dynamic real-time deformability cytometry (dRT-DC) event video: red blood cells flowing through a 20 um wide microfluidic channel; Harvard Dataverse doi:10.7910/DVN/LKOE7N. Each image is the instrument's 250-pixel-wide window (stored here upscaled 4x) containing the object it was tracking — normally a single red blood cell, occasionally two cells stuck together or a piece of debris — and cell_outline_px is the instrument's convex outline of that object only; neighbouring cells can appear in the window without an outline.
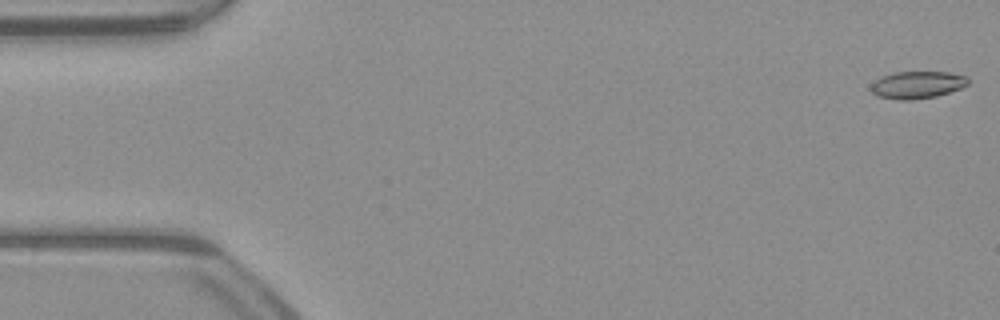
{"species": "common noctule bat (a hibernating species)", "species_latin": "Nyctalus noctula", "temperature_condition": "warm", "stored_images_in_passage": 52, "camera_frame_rate_fps": 3000, "um_per_image_px": 0.085, "animal": {"sex": "male", "body_mass_g": 23.1, "forearm_length_mm": 52.7}, "frame": {"image": 1, "passage_image": 1, "time_ms": 0.0, "image_size_px": [1000, 320], "cell_outline_px": [[968, 84], [960, 88], [936, 96], [912, 100], [900, 100], [876, 96], [868, 88], [880, 76], [896, 72], [948, 72], [968, 76]], "centroid_in_image_um": [77.93, 7.21], "position_along_channel_um": 7.1, "area_um2": 15.49}}
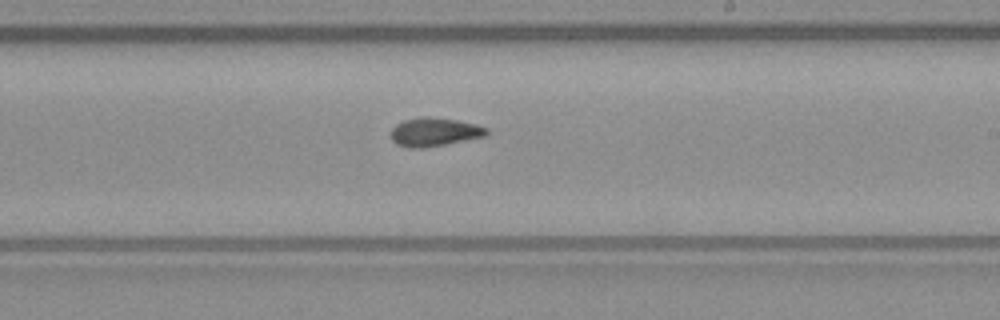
{"frame": {"image": 2, "passage_image": 30, "time_ms": 9.667, "image_size_px": [1000, 320], "cell_outline_px": [[488, 136], [424, 148], [408, 148], [396, 144], [392, 140], [392, 128], [396, 124], [404, 120], [424, 116], [428, 116], [456, 120], [476, 124], [488, 128]], "centroid_in_image_um": [36.94, 11.22], "position_along_channel_um": 252.1, "area_um2": 16.01}}
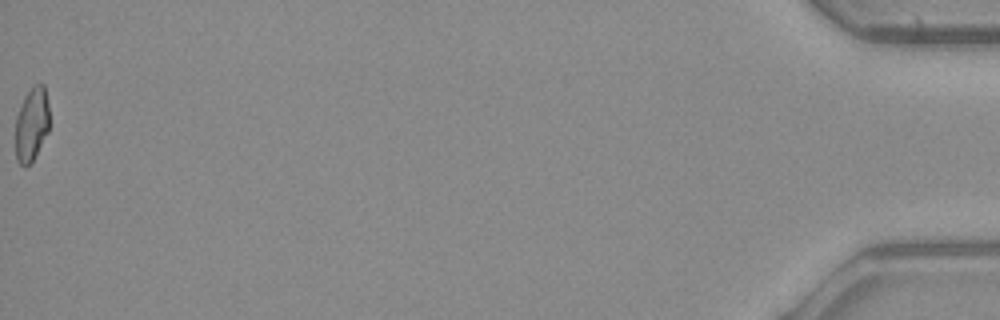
{"frame": {"image": 3, "passage_image": 52, "time_ms": 17.0, "image_size_px": [1000, 320], "cell_outline_px": [[48, 132], [32, 160], [24, 168], [16, 160], [16, 116], [24, 96], [32, 84], [44, 84], [48, 104]], "centroid_in_image_um": [2.68, 10.53], "position_along_channel_um": 432.5, "area_um2": 14.51}, "authors_computed_cell_mechanics": {"area_um2": 15.6638, "velocity_mm_per_s": 4.0117, "shape_relaxation_time_tau1_ms": null, "shape_relaxation_time_tau2_ms": 5.2529, "deformation_change_tau1": null, "deformation_change_tau2": 0.1083}}